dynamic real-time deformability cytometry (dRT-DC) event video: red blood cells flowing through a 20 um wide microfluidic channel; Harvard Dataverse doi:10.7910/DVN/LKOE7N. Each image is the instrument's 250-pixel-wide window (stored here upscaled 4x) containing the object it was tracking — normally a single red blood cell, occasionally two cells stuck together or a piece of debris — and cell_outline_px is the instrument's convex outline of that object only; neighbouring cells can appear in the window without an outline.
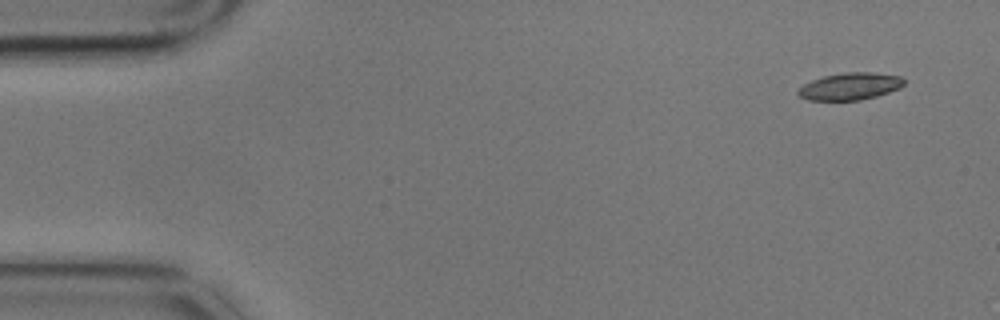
{"species": "common noctule bat (a hibernating species)", "species_latin": "Nyctalus noctula", "temperature_condition": "cold", "stored_images_in_passage": 9, "camera_frame_rate_fps": 3000, "um_per_image_px": 0.085, "animal": {"sex": "male", "body_mass_g": 17.9}, "frame": {"image": 1, "passage_image": 1, "time_ms": 0.0, "image_size_px": [1000, 320], "cell_outline_px": [[904, 84], [900, 88], [876, 96], [860, 100], [808, 100], [800, 96], [796, 92], [804, 84], [812, 80], [824, 76], [848, 72], [872, 72], [900, 76], [904, 80]], "centroid_in_image_um": [72.26, 7.34], "position_along_channel_um": 12.7, "area_um2": 16.59}}
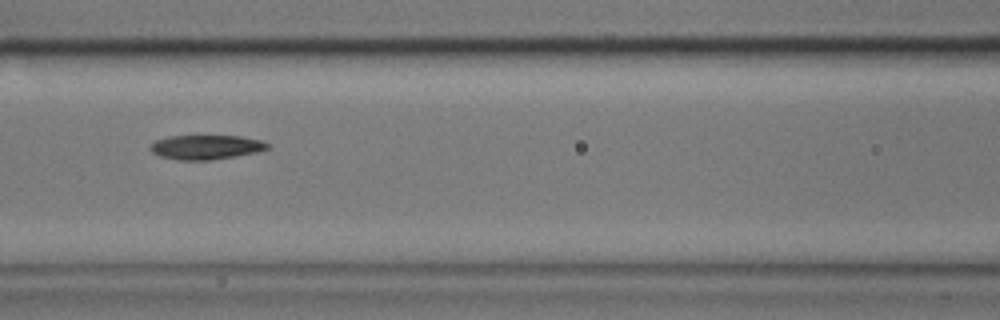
{"frame": {"image": 2, "passage_image": 7, "time_ms": 2.0, "image_size_px": [1000, 320], "cell_outline_px": [[268, 148], [256, 152], [236, 156], [212, 160], [176, 160], [160, 156], [152, 152], [148, 148], [148, 144], [156, 140], [168, 136], [196, 132], [240, 136], [260, 140], [268, 144]], "centroid_in_image_um": [17.42, 12.45], "position_along_channel_um": 149.2, "area_um2": 17.74}}